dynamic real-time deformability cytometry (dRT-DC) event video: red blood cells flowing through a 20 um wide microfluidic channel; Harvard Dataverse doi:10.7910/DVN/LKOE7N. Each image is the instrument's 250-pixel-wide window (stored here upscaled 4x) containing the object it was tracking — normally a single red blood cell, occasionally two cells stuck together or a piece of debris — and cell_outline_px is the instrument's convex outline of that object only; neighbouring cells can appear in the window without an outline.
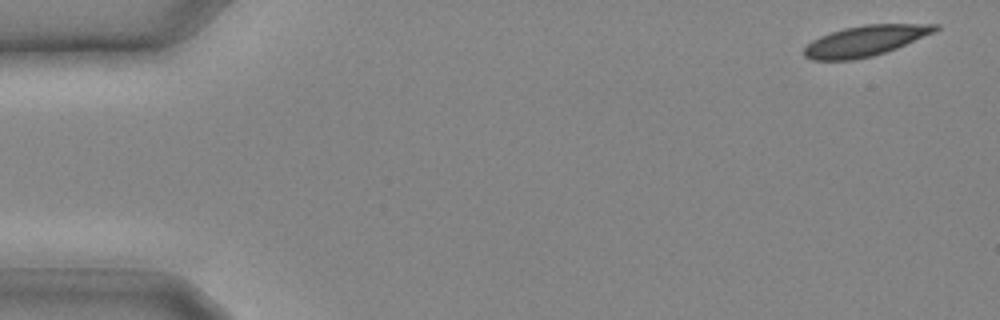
{"species": "common noctule bat (a hibernating species)", "species_latin": "Nyctalus noctula", "temperature_condition": "cold", "stored_images_in_passage": 20, "camera_frame_rate_fps": 3000, "um_per_image_px": 0.085, "animal": {"sex": "male", "body_mass_g": 20.4}, "frame": {"image": 1, "passage_image": 1, "time_ms": 0.0, "image_size_px": [1000, 320], "cell_outline_px": [[940, 28], [932, 32], [896, 48], [872, 56], [852, 60], [812, 60], [804, 56], [804, 48], [812, 40], [820, 36], [844, 28], [864, 24], [940, 24]], "centroid_in_image_um": [73.5, 3.47], "position_along_channel_um": 11.5, "area_um2": 23.0}}
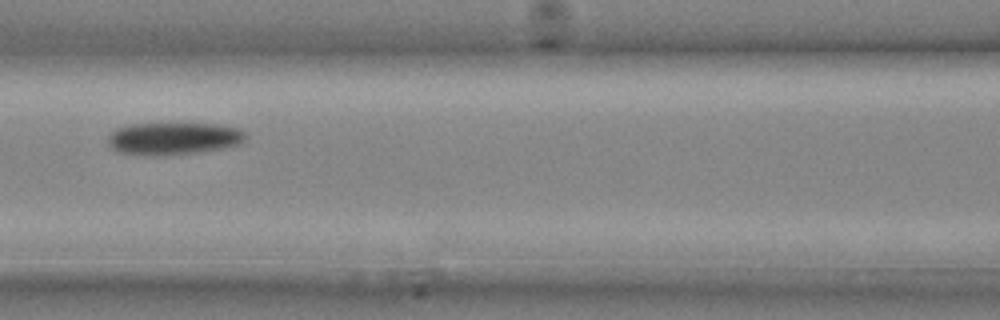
{"frame": {"image": 2, "passage_image": 12, "time_ms": 3.667, "image_size_px": [1000, 320], "cell_outline_px": [[248, 136], [240, 144], [220, 148], [196, 152], [120, 152], [112, 148], [108, 144], [108, 136], [116, 128], [132, 124], [216, 124], [240, 128]], "centroid_in_image_um": [14.82, 11.71], "position_along_channel_um": 151.8, "area_um2": 24.62}}
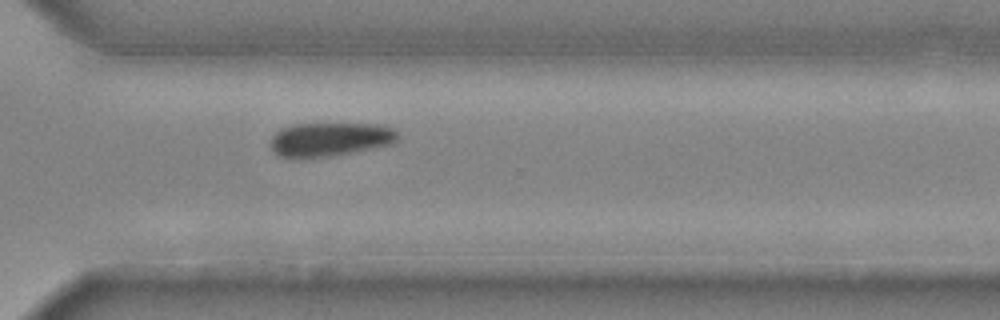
{"frame": {"image": 3, "passage_image": 20, "time_ms": 6.333, "image_size_px": [1000, 320], "cell_outline_px": [[400, 136], [396, 140], [388, 144], [372, 148], [332, 156], [304, 160], [288, 160], [280, 156], [272, 148], [272, 136], [280, 128], [292, 124], [380, 124], [392, 128]], "centroid_in_image_um": [27.98, 11.87], "position_along_channel_um": 342.6, "area_um2": 25.43}}